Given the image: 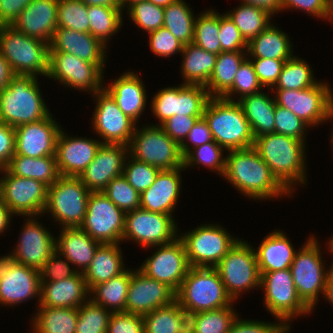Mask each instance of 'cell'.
Wrapping results in <instances>:
<instances>
[{
  "mask_svg": "<svg viewBox=\"0 0 333 333\" xmlns=\"http://www.w3.org/2000/svg\"><path fill=\"white\" fill-rule=\"evenodd\" d=\"M227 152L222 178L243 196L255 201L294 196L277 180L253 147Z\"/></svg>",
  "mask_w": 333,
  "mask_h": 333,
  "instance_id": "6da1fadb",
  "label": "cell"
},
{
  "mask_svg": "<svg viewBox=\"0 0 333 333\" xmlns=\"http://www.w3.org/2000/svg\"><path fill=\"white\" fill-rule=\"evenodd\" d=\"M253 148L291 194L297 184L306 185L305 142L274 132L255 138Z\"/></svg>",
  "mask_w": 333,
  "mask_h": 333,
  "instance_id": "7a4b0ae2",
  "label": "cell"
},
{
  "mask_svg": "<svg viewBox=\"0 0 333 333\" xmlns=\"http://www.w3.org/2000/svg\"><path fill=\"white\" fill-rule=\"evenodd\" d=\"M42 97L38 77L14 75L0 91V121L15 128L48 117L51 111Z\"/></svg>",
  "mask_w": 333,
  "mask_h": 333,
  "instance_id": "3957f363",
  "label": "cell"
},
{
  "mask_svg": "<svg viewBox=\"0 0 333 333\" xmlns=\"http://www.w3.org/2000/svg\"><path fill=\"white\" fill-rule=\"evenodd\" d=\"M0 53L14 75L46 78L50 72L51 45L25 35L12 25L0 26Z\"/></svg>",
  "mask_w": 333,
  "mask_h": 333,
  "instance_id": "277c9868",
  "label": "cell"
},
{
  "mask_svg": "<svg viewBox=\"0 0 333 333\" xmlns=\"http://www.w3.org/2000/svg\"><path fill=\"white\" fill-rule=\"evenodd\" d=\"M176 301L188 315L234 305L218 270L206 267H190Z\"/></svg>",
  "mask_w": 333,
  "mask_h": 333,
  "instance_id": "5b68a950",
  "label": "cell"
},
{
  "mask_svg": "<svg viewBox=\"0 0 333 333\" xmlns=\"http://www.w3.org/2000/svg\"><path fill=\"white\" fill-rule=\"evenodd\" d=\"M203 117L208 122L214 141L226 151L248 149L254 137L240 104L221 97H211Z\"/></svg>",
  "mask_w": 333,
  "mask_h": 333,
  "instance_id": "8992f818",
  "label": "cell"
},
{
  "mask_svg": "<svg viewBox=\"0 0 333 333\" xmlns=\"http://www.w3.org/2000/svg\"><path fill=\"white\" fill-rule=\"evenodd\" d=\"M315 236H308L303 246L299 248L290 266L296 292L302 302L314 311L320 297L324 295L327 278L333 269L323 265V249Z\"/></svg>",
  "mask_w": 333,
  "mask_h": 333,
  "instance_id": "52a82bcc",
  "label": "cell"
},
{
  "mask_svg": "<svg viewBox=\"0 0 333 333\" xmlns=\"http://www.w3.org/2000/svg\"><path fill=\"white\" fill-rule=\"evenodd\" d=\"M128 154L134 159L160 170L183 167L180 145L170 138L159 125H136L128 145Z\"/></svg>",
  "mask_w": 333,
  "mask_h": 333,
  "instance_id": "ba28073f",
  "label": "cell"
},
{
  "mask_svg": "<svg viewBox=\"0 0 333 333\" xmlns=\"http://www.w3.org/2000/svg\"><path fill=\"white\" fill-rule=\"evenodd\" d=\"M90 193L79 177L60 176L48 187L43 214H51L50 217L61 228L80 227L85 218Z\"/></svg>",
  "mask_w": 333,
  "mask_h": 333,
  "instance_id": "9c48e42d",
  "label": "cell"
},
{
  "mask_svg": "<svg viewBox=\"0 0 333 333\" xmlns=\"http://www.w3.org/2000/svg\"><path fill=\"white\" fill-rule=\"evenodd\" d=\"M191 267L215 268L227 252L240 240L220 224H201L179 234Z\"/></svg>",
  "mask_w": 333,
  "mask_h": 333,
  "instance_id": "30bf717a",
  "label": "cell"
},
{
  "mask_svg": "<svg viewBox=\"0 0 333 333\" xmlns=\"http://www.w3.org/2000/svg\"><path fill=\"white\" fill-rule=\"evenodd\" d=\"M260 288L264 290L266 307L276 320H281L291 329L290 320L308 316L311 310L299 298L290 268L279 271L260 272Z\"/></svg>",
  "mask_w": 333,
  "mask_h": 333,
  "instance_id": "8fae6325",
  "label": "cell"
},
{
  "mask_svg": "<svg viewBox=\"0 0 333 333\" xmlns=\"http://www.w3.org/2000/svg\"><path fill=\"white\" fill-rule=\"evenodd\" d=\"M215 268L235 303L244 292L260 288L261 274L254 247L241 238Z\"/></svg>",
  "mask_w": 333,
  "mask_h": 333,
  "instance_id": "7c38bea8",
  "label": "cell"
},
{
  "mask_svg": "<svg viewBox=\"0 0 333 333\" xmlns=\"http://www.w3.org/2000/svg\"><path fill=\"white\" fill-rule=\"evenodd\" d=\"M331 89L328 82L318 81L303 90H271V93L276 94V105L290 110L309 127H318L328 121L333 109Z\"/></svg>",
  "mask_w": 333,
  "mask_h": 333,
  "instance_id": "4fadbf2b",
  "label": "cell"
},
{
  "mask_svg": "<svg viewBox=\"0 0 333 333\" xmlns=\"http://www.w3.org/2000/svg\"><path fill=\"white\" fill-rule=\"evenodd\" d=\"M178 223L173 216L137 208L125 213L123 241H134L143 248L174 241L178 236Z\"/></svg>",
  "mask_w": 333,
  "mask_h": 333,
  "instance_id": "5bb4252c",
  "label": "cell"
},
{
  "mask_svg": "<svg viewBox=\"0 0 333 333\" xmlns=\"http://www.w3.org/2000/svg\"><path fill=\"white\" fill-rule=\"evenodd\" d=\"M0 199L15 216H42L47 203L48 186L30 178L0 169Z\"/></svg>",
  "mask_w": 333,
  "mask_h": 333,
  "instance_id": "9a60e30c",
  "label": "cell"
},
{
  "mask_svg": "<svg viewBox=\"0 0 333 333\" xmlns=\"http://www.w3.org/2000/svg\"><path fill=\"white\" fill-rule=\"evenodd\" d=\"M105 65L106 63H90L69 53L51 52L47 77L60 82L64 87L88 91L92 95L104 87Z\"/></svg>",
  "mask_w": 333,
  "mask_h": 333,
  "instance_id": "2e32d148",
  "label": "cell"
},
{
  "mask_svg": "<svg viewBox=\"0 0 333 333\" xmlns=\"http://www.w3.org/2000/svg\"><path fill=\"white\" fill-rule=\"evenodd\" d=\"M125 212L103 192H91L80 228L101 244L122 243Z\"/></svg>",
  "mask_w": 333,
  "mask_h": 333,
  "instance_id": "e0dca14e",
  "label": "cell"
},
{
  "mask_svg": "<svg viewBox=\"0 0 333 333\" xmlns=\"http://www.w3.org/2000/svg\"><path fill=\"white\" fill-rule=\"evenodd\" d=\"M96 106L92 114V126L102 144L129 145L136 123L126 116L111 95L103 88L92 94Z\"/></svg>",
  "mask_w": 333,
  "mask_h": 333,
  "instance_id": "ac0fdd59",
  "label": "cell"
},
{
  "mask_svg": "<svg viewBox=\"0 0 333 333\" xmlns=\"http://www.w3.org/2000/svg\"><path fill=\"white\" fill-rule=\"evenodd\" d=\"M151 248H156V252L147 257L138 269L177 292L191 267L182 240L177 237L170 243Z\"/></svg>",
  "mask_w": 333,
  "mask_h": 333,
  "instance_id": "d6986e66",
  "label": "cell"
},
{
  "mask_svg": "<svg viewBox=\"0 0 333 333\" xmlns=\"http://www.w3.org/2000/svg\"><path fill=\"white\" fill-rule=\"evenodd\" d=\"M39 270L0 256V305L16 306L29 299L40 298Z\"/></svg>",
  "mask_w": 333,
  "mask_h": 333,
  "instance_id": "ffe728a7",
  "label": "cell"
},
{
  "mask_svg": "<svg viewBox=\"0 0 333 333\" xmlns=\"http://www.w3.org/2000/svg\"><path fill=\"white\" fill-rule=\"evenodd\" d=\"M27 216L15 249L6 256L12 261L39 270L56 250L55 235L39 222Z\"/></svg>",
  "mask_w": 333,
  "mask_h": 333,
  "instance_id": "44dd1931",
  "label": "cell"
},
{
  "mask_svg": "<svg viewBox=\"0 0 333 333\" xmlns=\"http://www.w3.org/2000/svg\"><path fill=\"white\" fill-rule=\"evenodd\" d=\"M175 300L176 292L167 284L149 278L138 268L132 270L125 304L126 313L144 316Z\"/></svg>",
  "mask_w": 333,
  "mask_h": 333,
  "instance_id": "7402d4cb",
  "label": "cell"
},
{
  "mask_svg": "<svg viewBox=\"0 0 333 333\" xmlns=\"http://www.w3.org/2000/svg\"><path fill=\"white\" fill-rule=\"evenodd\" d=\"M52 113L39 121L15 127V155L32 158L55 156L62 126Z\"/></svg>",
  "mask_w": 333,
  "mask_h": 333,
  "instance_id": "603a6c76",
  "label": "cell"
},
{
  "mask_svg": "<svg viewBox=\"0 0 333 333\" xmlns=\"http://www.w3.org/2000/svg\"><path fill=\"white\" fill-rule=\"evenodd\" d=\"M128 155L126 145L101 144L79 178L91 192H101L114 178L123 174Z\"/></svg>",
  "mask_w": 333,
  "mask_h": 333,
  "instance_id": "cb8c5ba5",
  "label": "cell"
},
{
  "mask_svg": "<svg viewBox=\"0 0 333 333\" xmlns=\"http://www.w3.org/2000/svg\"><path fill=\"white\" fill-rule=\"evenodd\" d=\"M102 142L91 137L68 135L61 129L56 143V162L60 176L79 177L95 158Z\"/></svg>",
  "mask_w": 333,
  "mask_h": 333,
  "instance_id": "d4e9b609",
  "label": "cell"
},
{
  "mask_svg": "<svg viewBox=\"0 0 333 333\" xmlns=\"http://www.w3.org/2000/svg\"><path fill=\"white\" fill-rule=\"evenodd\" d=\"M58 0H32L12 26L27 36L50 44L57 29Z\"/></svg>",
  "mask_w": 333,
  "mask_h": 333,
  "instance_id": "484cf974",
  "label": "cell"
},
{
  "mask_svg": "<svg viewBox=\"0 0 333 333\" xmlns=\"http://www.w3.org/2000/svg\"><path fill=\"white\" fill-rule=\"evenodd\" d=\"M184 170V167L160 170L154 183L140 194V208L172 216L179 202L181 172Z\"/></svg>",
  "mask_w": 333,
  "mask_h": 333,
  "instance_id": "4316f807",
  "label": "cell"
},
{
  "mask_svg": "<svg viewBox=\"0 0 333 333\" xmlns=\"http://www.w3.org/2000/svg\"><path fill=\"white\" fill-rule=\"evenodd\" d=\"M89 295L84 274L79 271L60 281L41 282L40 298L36 299L38 306L79 308Z\"/></svg>",
  "mask_w": 333,
  "mask_h": 333,
  "instance_id": "83f0119b",
  "label": "cell"
},
{
  "mask_svg": "<svg viewBox=\"0 0 333 333\" xmlns=\"http://www.w3.org/2000/svg\"><path fill=\"white\" fill-rule=\"evenodd\" d=\"M137 72L125 71L113 82L104 84V89L115 100L121 111L136 124L147 104L145 85ZM106 85V87H105Z\"/></svg>",
  "mask_w": 333,
  "mask_h": 333,
  "instance_id": "f1b7e54d",
  "label": "cell"
},
{
  "mask_svg": "<svg viewBox=\"0 0 333 333\" xmlns=\"http://www.w3.org/2000/svg\"><path fill=\"white\" fill-rule=\"evenodd\" d=\"M50 45L51 52L69 53L90 63H106L107 46L90 33L57 28Z\"/></svg>",
  "mask_w": 333,
  "mask_h": 333,
  "instance_id": "f546056e",
  "label": "cell"
},
{
  "mask_svg": "<svg viewBox=\"0 0 333 333\" xmlns=\"http://www.w3.org/2000/svg\"><path fill=\"white\" fill-rule=\"evenodd\" d=\"M58 237V238H57ZM55 238L56 251L65 257L78 272L84 273L90 266L94 254L101 244L91 238L80 227L61 228Z\"/></svg>",
  "mask_w": 333,
  "mask_h": 333,
  "instance_id": "4dcf8cb0",
  "label": "cell"
},
{
  "mask_svg": "<svg viewBox=\"0 0 333 333\" xmlns=\"http://www.w3.org/2000/svg\"><path fill=\"white\" fill-rule=\"evenodd\" d=\"M254 251L260 272L290 268L297 252L288 236L280 229L267 234Z\"/></svg>",
  "mask_w": 333,
  "mask_h": 333,
  "instance_id": "1f68e13d",
  "label": "cell"
},
{
  "mask_svg": "<svg viewBox=\"0 0 333 333\" xmlns=\"http://www.w3.org/2000/svg\"><path fill=\"white\" fill-rule=\"evenodd\" d=\"M244 115L249 122L254 139L265 134L275 132V109L276 102L272 95L260 91L245 96L238 101Z\"/></svg>",
  "mask_w": 333,
  "mask_h": 333,
  "instance_id": "d6a6232c",
  "label": "cell"
},
{
  "mask_svg": "<svg viewBox=\"0 0 333 333\" xmlns=\"http://www.w3.org/2000/svg\"><path fill=\"white\" fill-rule=\"evenodd\" d=\"M121 243L100 244L90 266L83 273L87 286L91 290L95 285L106 282L123 273L124 267Z\"/></svg>",
  "mask_w": 333,
  "mask_h": 333,
  "instance_id": "836d02e7",
  "label": "cell"
},
{
  "mask_svg": "<svg viewBox=\"0 0 333 333\" xmlns=\"http://www.w3.org/2000/svg\"><path fill=\"white\" fill-rule=\"evenodd\" d=\"M292 47L288 34L270 24L247 43L246 52L248 58L289 60L294 56Z\"/></svg>",
  "mask_w": 333,
  "mask_h": 333,
  "instance_id": "e575fe53",
  "label": "cell"
},
{
  "mask_svg": "<svg viewBox=\"0 0 333 333\" xmlns=\"http://www.w3.org/2000/svg\"><path fill=\"white\" fill-rule=\"evenodd\" d=\"M180 71L184 84L206 87L215 67L217 54L207 52L194 43L184 45Z\"/></svg>",
  "mask_w": 333,
  "mask_h": 333,
  "instance_id": "d590c367",
  "label": "cell"
},
{
  "mask_svg": "<svg viewBox=\"0 0 333 333\" xmlns=\"http://www.w3.org/2000/svg\"><path fill=\"white\" fill-rule=\"evenodd\" d=\"M5 169L14 176L35 179L48 187L60 177L55 156L32 158L14 155Z\"/></svg>",
  "mask_w": 333,
  "mask_h": 333,
  "instance_id": "8d00e7d4",
  "label": "cell"
},
{
  "mask_svg": "<svg viewBox=\"0 0 333 333\" xmlns=\"http://www.w3.org/2000/svg\"><path fill=\"white\" fill-rule=\"evenodd\" d=\"M36 311L32 333H75L78 308L38 306Z\"/></svg>",
  "mask_w": 333,
  "mask_h": 333,
  "instance_id": "74e56055",
  "label": "cell"
},
{
  "mask_svg": "<svg viewBox=\"0 0 333 333\" xmlns=\"http://www.w3.org/2000/svg\"><path fill=\"white\" fill-rule=\"evenodd\" d=\"M247 58L246 51H222L217 55L213 73L205 87L210 97H222L233 86L235 74Z\"/></svg>",
  "mask_w": 333,
  "mask_h": 333,
  "instance_id": "f35d334b",
  "label": "cell"
},
{
  "mask_svg": "<svg viewBox=\"0 0 333 333\" xmlns=\"http://www.w3.org/2000/svg\"><path fill=\"white\" fill-rule=\"evenodd\" d=\"M131 276L132 269H126L120 275L95 285L90 290V299L112 313L125 312Z\"/></svg>",
  "mask_w": 333,
  "mask_h": 333,
  "instance_id": "ab89813d",
  "label": "cell"
},
{
  "mask_svg": "<svg viewBox=\"0 0 333 333\" xmlns=\"http://www.w3.org/2000/svg\"><path fill=\"white\" fill-rule=\"evenodd\" d=\"M145 333H187L190 317L175 300L143 316Z\"/></svg>",
  "mask_w": 333,
  "mask_h": 333,
  "instance_id": "60d3db41",
  "label": "cell"
},
{
  "mask_svg": "<svg viewBox=\"0 0 333 333\" xmlns=\"http://www.w3.org/2000/svg\"><path fill=\"white\" fill-rule=\"evenodd\" d=\"M226 14L240 30L247 43L272 24L270 21L274 16L263 7L242 2Z\"/></svg>",
  "mask_w": 333,
  "mask_h": 333,
  "instance_id": "b9f144b4",
  "label": "cell"
},
{
  "mask_svg": "<svg viewBox=\"0 0 333 333\" xmlns=\"http://www.w3.org/2000/svg\"><path fill=\"white\" fill-rule=\"evenodd\" d=\"M194 12L184 0L164 7L163 27L168 29L172 35L183 45L193 43L194 39Z\"/></svg>",
  "mask_w": 333,
  "mask_h": 333,
  "instance_id": "7bdbcfd3",
  "label": "cell"
},
{
  "mask_svg": "<svg viewBox=\"0 0 333 333\" xmlns=\"http://www.w3.org/2000/svg\"><path fill=\"white\" fill-rule=\"evenodd\" d=\"M123 12L121 7L88 6L90 34L108 46L123 26Z\"/></svg>",
  "mask_w": 333,
  "mask_h": 333,
  "instance_id": "ee69618b",
  "label": "cell"
},
{
  "mask_svg": "<svg viewBox=\"0 0 333 333\" xmlns=\"http://www.w3.org/2000/svg\"><path fill=\"white\" fill-rule=\"evenodd\" d=\"M311 68L302 57L294 55L285 62L278 82L272 90H303L312 87L319 80L315 79Z\"/></svg>",
  "mask_w": 333,
  "mask_h": 333,
  "instance_id": "f6af8a7d",
  "label": "cell"
},
{
  "mask_svg": "<svg viewBox=\"0 0 333 333\" xmlns=\"http://www.w3.org/2000/svg\"><path fill=\"white\" fill-rule=\"evenodd\" d=\"M233 307L230 305L189 315V331L192 333H228L232 323L239 316Z\"/></svg>",
  "mask_w": 333,
  "mask_h": 333,
  "instance_id": "bcb514c9",
  "label": "cell"
},
{
  "mask_svg": "<svg viewBox=\"0 0 333 333\" xmlns=\"http://www.w3.org/2000/svg\"><path fill=\"white\" fill-rule=\"evenodd\" d=\"M195 18L193 43L207 52L220 54L221 43L219 39L220 13L211 8L205 10Z\"/></svg>",
  "mask_w": 333,
  "mask_h": 333,
  "instance_id": "7dc6e473",
  "label": "cell"
},
{
  "mask_svg": "<svg viewBox=\"0 0 333 333\" xmlns=\"http://www.w3.org/2000/svg\"><path fill=\"white\" fill-rule=\"evenodd\" d=\"M210 95L201 85L175 86V115L203 116Z\"/></svg>",
  "mask_w": 333,
  "mask_h": 333,
  "instance_id": "c3c4849f",
  "label": "cell"
},
{
  "mask_svg": "<svg viewBox=\"0 0 333 333\" xmlns=\"http://www.w3.org/2000/svg\"><path fill=\"white\" fill-rule=\"evenodd\" d=\"M225 149L215 141L208 142L190 150L183 157V167L189 168L202 165L223 176L225 170L226 156H223Z\"/></svg>",
  "mask_w": 333,
  "mask_h": 333,
  "instance_id": "681fc988",
  "label": "cell"
},
{
  "mask_svg": "<svg viewBox=\"0 0 333 333\" xmlns=\"http://www.w3.org/2000/svg\"><path fill=\"white\" fill-rule=\"evenodd\" d=\"M57 28L90 33L88 6L80 0H58Z\"/></svg>",
  "mask_w": 333,
  "mask_h": 333,
  "instance_id": "f907efd6",
  "label": "cell"
},
{
  "mask_svg": "<svg viewBox=\"0 0 333 333\" xmlns=\"http://www.w3.org/2000/svg\"><path fill=\"white\" fill-rule=\"evenodd\" d=\"M111 315V311L89 299L78 308L75 333H107Z\"/></svg>",
  "mask_w": 333,
  "mask_h": 333,
  "instance_id": "816d5d0a",
  "label": "cell"
},
{
  "mask_svg": "<svg viewBox=\"0 0 333 333\" xmlns=\"http://www.w3.org/2000/svg\"><path fill=\"white\" fill-rule=\"evenodd\" d=\"M129 20L144 32H151L163 27L164 8L149 1H139L127 8Z\"/></svg>",
  "mask_w": 333,
  "mask_h": 333,
  "instance_id": "f5cc1de1",
  "label": "cell"
},
{
  "mask_svg": "<svg viewBox=\"0 0 333 333\" xmlns=\"http://www.w3.org/2000/svg\"><path fill=\"white\" fill-rule=\"evenodd\" d=\"M262 88L263 86L257 78L253 64L247 58L237 70L233 86L221 98L235 102V96L238 94V102L245 96L262 91Z\"/></svg>",
  "mask_w": 333,
  "mask_h": 333,
  "instance_id": "db71d44e",
  "label": "cell"
},
{
  "mask_svg": "<svg viewBox=\"0 0 333 333\" xmlns=\"http://www.w3.org/2000/svg\"><path fill=\"white\" fill-rule=\"evenodd\" d=\"M102 192L125 213L140 208V194L128 183L123 174L114 178Z\"/></svg>",
  "mask_w": 333,
  "mask_h": 333,
  "instance_id": "11a10c76",
  "label": "cell"
},
{
  "mask_svg": "<svg viewBox=\"0 0 333 333\" xmlns=\"http://www.w3.org/2000/svg\"><path fill=\"white\" fill-rule=\"evenodd\" d=\"M159 171V168L140 162L128 155L123 169V176L141 194L154 183Z\"/></svg>",
  "mask_w": 333,
  "mask_h": 333,
  "instance_id": "9f6ffc18",
  "label": "cell"
},
{
  "mask_svg": "<svg viewBox=\"0 0 333 333\" xmlns=\"http://www.w3.org/2000/svg\"><path fill=\"white\" fill-rule=\"evenodd\" d=\"M274 117L275 133L286 135L306 142L305 132L307 129H310V127L290 110L276 105Z\"/></svg>",
  "mask_w": 333,
  "mask_h": 333,
  "instance_id": "6f0895ef",
  "label": "cell"
},
{
  "mask_svg": "<svg viewBox=\"0 0 333 333\" xmlns=\"http://www.w3.org/2000/svg\"><path fill=\"white\" fill-rule=\"evenodd\" d=\"M148 35L150 50L158 57L168 58L177 53L181 54L184 45L168 29L161 27Z\"/></svg>",
  "mask_w": 333,
  "mask_h": 333,
  "instance_id": "680465c9",
  "label": "cell"
},
{
  "mask_svg": "<svg viewBox=\"0 0 333 333\" xmlns=\"http://www.w3.org/2000/svg\"><path fill=\"white\" fill-rule=\"evenodd\" d=\"M70 264L65 257L55 250L39 269L40 281H60L75 275L78 271L74 269L75 267H72L73 265L70 266Z\"/></svg>",
  "mask_w": 333,
  "mask_h": 333,
  "instance_id": "91938a15",
  "label": "cell"
},
{
  "mask_svg": "<svg viewBox=\"0 0 333 333\" xmlns=\"http://www.w3.org/2000/svg\"><path fill=\"white\" fill-rule=\"evenodd\" d=\"M253 64L257 78L263 88L272 90L278 82L283 66L288 60L248 58ZM269 88V89H268Z\"/></svg>",
  "mask_w": 333,
  "mask_h": 333,
  "instance_id": "94428289",
  "label": "cell"
},
{
  "mask_svg": "<svg viewBox=\"0 0 333 333\" xmlns=\"http://www.w3.org/2000/svg\"><path fill=\"white\" fill-rule=\"evenodd\" d=\"M219 39L222 51H247V42L229 16L220 13Z\"/></svg>",
  "mask_w": 333,
  "mask_h": 333,
  "instance_id": "6125c7cd",
  "label": "cell"
},
{
  "mask_svg": "<svg viewBox=\"0 0 333 333\" xmlns=\"http://www.w3.org/2000/svg\"><path fill=\"white\" fill-rule=\"evenodd\" d=\"M333 0H281V12L296 9L308 13L312 17L330 20ZM290 8V9H289Z\"/></svg>",
  "mask_w": 333,
  "mask_h": 333,
  "instance_id": "be15d7a7",
  "label": "cell"
},
{
  "mask_svg": "<svg viewBox=\"0 0 333 333\" xmlns=\"http://www.w3.org/2000/svg\"><path fill=\"white\" fill-rule=\"evenodd\" d=\"M232 323L228 333H289L290 329L281 321L276 323L259 320L240 319Z\"/></svg>",
  "mask_w": 333,
  "mask_h": 333,
  "instance_id": "e7e4bbea",
  "label": "cell"
},
{
  "mask_svg": "<svg viewBox=\"0 0 333 333\" xmlns=\"http://www.w3.org/2000/svg\"><path fill=\"white\" fill-rule=\"evenodd\" d=\"M151 112L159 120L161 125L167 119L175 116V86H168L160 89L150 101Z\"/></svg>",
  "mask_w": 333,
  "mask_h": 333,
  "instance_id": "03108f58",
  "label": "cell"
},
{
  "mask_svg": "<svg viewBox=\"0 0 333 333\" xmlns=\"http://www.w3.org/2000/svg\"><path fill=\"white\" fill-rule=\"evenodd\" d=\"M107 333H145L144 318L126 312L112 313Z\"/></svg>",
  "mask_w": 333,
  "mask_h": 333,
  "instance_id": "003e7915",
  "label": "cell"
},
{
  "mask_svg": "<svg viewBox=\"0 0 333 333\" xmlns=\"http://www.w3.org/2000/svg\"><path fill=\"white\" fill-rule=\"evenodd\" d=\"M202 117L203 116L175 115L167 119L160 126L170 138L180 145L193 128V125Z\"/></svg>",
  "mask_w": 333,
  "mask_h": 333,
  "instance_id": "a7ac6f4b",
  "label": "cell"
},
{
  "mask_svg": "<svg viewBox=\"0 0 333 333\" xmlns=\"http://www.w3.org/2000/svg\"><path fill=\"white\" fill-rule=\"evenodd\" d=\"M212 141H214V139L209 124L205 118L202 117L197 120L193 125V128L187 134L185 140L180 144L181 155L184 157L193 148Z\"/></svg>",
  "mask_w": 333,
  "mask_h": 333,
  "instance_id": "89a4df30",
  "label": "cell"
},
{
  "mask_svg": "<svg viewBox=\"0 0 333 333\" xmlns=\"http://www.w3.org/2000/svg\"><path fill=\"white\" fill-rule=\"evenodd\" d=\"M15 128L0 121V169L15 155Z\"/></svg>",
  "mask_w": 333,
  "mask_h": 333,
  "instance_id": "2644e50d",
  "label": "cell"
},
{
  "mask_svg": "<svg viewBox=\"0 0 333 333\" xmlns=\"http://www.w3.org/2000/svg\"><path fill=\"white\" fill-rule=\"evenodd\" d=\"M32 0H0V26L12 25Z\"/></svg>",
  "mask_w": 333,
  "mask_h": 333,
  "instance_id": "8c879c8a",
  "label": "cell"
},
{
  "mask_svg": "<svg viewBox=\"0 0 333 333\" xmlns=\"http://www.w3.org/2000/svg\"><path fill=\"white\" fill-rule=\"evenodd\" d=\"M242 3L252 4L269 10L272 14L281 12V0H239Z\"/></svg>",
  "mask_w": 333,
  "mask_h": 333,
  "instance_id": "753ad0ef",
  "label": "cell"
},
{
  "mask_svg": "<svg viewBox=\"0 0 333 333\" xmlns=\"http://www.w3.org/2000/svg\"><path fill=\"white\" fill-rule=\"evenodd\" d=\"M13 76L14 73L12 72L9 63L0 53V91L8 85Z\"/></svg>",
  "mask_w": 333,
  "mask_h": 333,
  "instance_id": "34e18365",
  "label": "cell"
},
{
  "mask_svg": "<svg viewBox=\"0 0 333 333\" xmlns=\"http://www.w3.org/2000/svg\"><path fill=\"white\" fill-rule=\"evenodd\" d=\"M14 216L10 209L4 204V202L0 199V235L11 226V217ZM7 229V230H6Z\"/></svg>",
  "mask_w": 333,
  "mask_h": 333,
  "instance_id": "11e5206c",
  "label": "cell"
},
{
  "mask_svg": "<svg viewBox=\"0 0 333 333\" xmlns=\"http://www.w3.org/2000/svg\"><path fill=\"white\" fill-rule=\"evenodd\" d=\"M87 6L120 7V0H80Z\"/></svg>",
  "mask_w": 333,
  "mask_h": 333,
  "instance_id": "2a66077c",
  "label": "cell"
},
{
  "mask_svg": "<svg viewBox=\"0 0 333 333\" xmlns=\"http://www.w3.org/2000/svg\"><path fill=\"white\" fill-rule=\"evenodd\" d=\"M323 299H326V301L333 305V269L327 278Z\"/></svg>",
  "mask_w": 333,
  "mask_h": 333,
  "instance_id": "b9fcfbb0",
  "label": "cell"
},
{
  "mask_svg": "<svg viewBox=\"0 0 333 333\" xmlns=\"http://www.w3.org/2000/svg\"><path fill=\"white\" fill-rule=\"evenodd\" d=\"M145 1H149L157 6H160V7H166L174 2H176L177 0H145Z\"/></svg>",
  "mask_w": 333,
  "mask_h": 333,
  "instance_id": "09005b40",
  "label": "cell"
},
{
  "mask_svg": "<svg viewBox=\"0 0 333 333\" xmlns=\"http://www.w3.org/2000/svg\"><path fill=\"white\" fill-rule=\"evenodd\" d=\"M144 1V0H120V7L124 11L126 8L131 6L135 2Z\"/></svg>",
  "mask_w": 333,
  "mask_h": 333,
  "instance_id": "979ff035",
  "label": "cell"
},
{
  "mask_svg": "<svg viewBox=\"0 0 333 333\" xmlns=\"http://www.w3.org/2000/svg\"><path fill=\"white\" fill-rule=\"evenodd\" d=\"M326 244H327L326 248L328 249V252L329 253L331 252L333 254V236L328 239Z\"/></svg>",
  "mask_w": 333,
  "mask_h": 333,
  "instance_id": "deb4b68c",
  "label": "cell"
},
{
  "mask_svg": "<svg viewBox=\"0 0 333 333\" xmlns=\"http://www.w3.org/2000/svg\"><path fill=\"white\" fill-rule=\"evenodd\" d=\"M331 119V120H330ZM332 119H333V109H332V111H331V114H330V117H329V121H332ZM332 135H331V141H332V146H330V147H333V132L331 133ZM332 150H333V148H332Z\"/></svg>",
  "mask_w": 333,
  "mask_h": 333,
  "instance_id": "67dfc351",
  "label": "cell"
},
{
  "mask_svg": "<svg viewBox=\"0 0 333 333\" xmlns=\"http://www.w3.org/2000/svg\"><path fill=\"white\" fill-rule=\"evenodd\" d=\"M331 21L333 23V6H332V17H331Z\"/></svg>",
  "mask_w": 333,
  "mask_h": 333,
  "instance_id": "b62a3aed",
  "label": "cell"
}]
</instances>
